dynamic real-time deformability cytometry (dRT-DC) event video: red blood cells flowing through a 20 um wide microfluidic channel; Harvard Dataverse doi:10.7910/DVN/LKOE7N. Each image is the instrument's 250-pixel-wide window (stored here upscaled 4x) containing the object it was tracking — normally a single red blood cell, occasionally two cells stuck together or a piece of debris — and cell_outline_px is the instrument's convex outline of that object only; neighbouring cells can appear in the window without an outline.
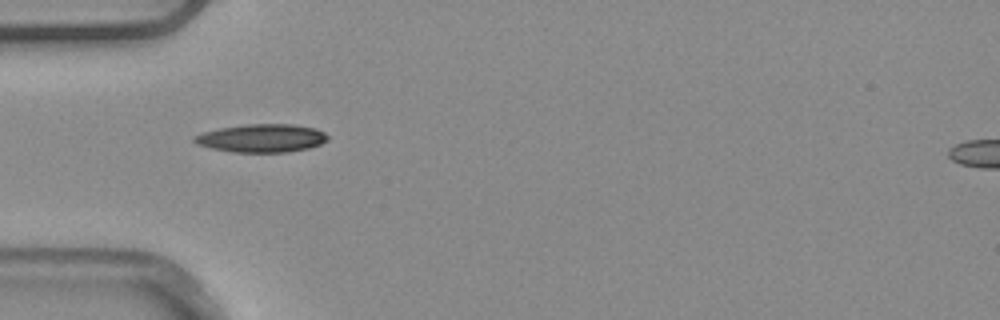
{"species": "common noctule bat (a hibernating species)", "species_latin": "Nyctalus noctula", "temperature_condition": "warm", "stored_images_in_passage": 4, "camera_frame_rate_fps": 3000, "um_per_image_px": 0.085, "animal": {"sex": "male", "body_mass_g": 20.4}, "frame": {"image": 1, "passage_image": 3, "time_ms": 0.667, "image_size_px": [1000, 320], "cell_outline_px": [[328, 140], [320, 144], [308, 148], [288, 152], [232, 152], [212, 148], [196, 144], [192, 140], [192, 136], [200, 132], [220, 128], [248, 124], [292, 124], [316, 128], [324, 132], [328, 136]], "centroid_in_image_um": [22.22, 11.74], "position_along_channel_um": 62.8, "area_um2": 22.02}}